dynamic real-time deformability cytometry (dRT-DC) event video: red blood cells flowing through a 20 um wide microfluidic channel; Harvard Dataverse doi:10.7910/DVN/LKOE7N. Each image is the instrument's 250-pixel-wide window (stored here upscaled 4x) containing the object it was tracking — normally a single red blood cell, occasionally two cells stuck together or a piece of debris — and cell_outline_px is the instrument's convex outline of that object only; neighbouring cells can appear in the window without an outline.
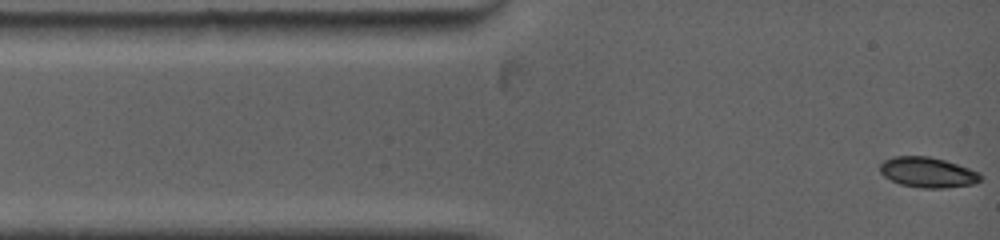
{"species": "common noctule bat (a hibernating species)", "species_latin": "Nyctalus noctula", "temperature_condition": "warm", "stored_images_in_passage": 32, "camera_frame_rate_fps": 5000, "um_per_image_px": 0.085, "animal": {"sex": "female", "body_mass_g": 19.0, "forearm_length_mm": 53.3}, "frame": {"image": 1, "passage_image": 1, "time_ms": 0.0, "image_size_px": [1000, 240], "cell_outline_px": [[984, 176], [980, 180], [972, 184], [944, 188], [920, 188], [900, 184], [884, 176], [880, 172], [880, 164], [884, 160], [892, 156], [928, 156], [944, 160], [980, 172]], "centroid_in_image_um": [78.85, 14.65], "position_along_channel_um": 6.2, "area_um2": 17.74}}
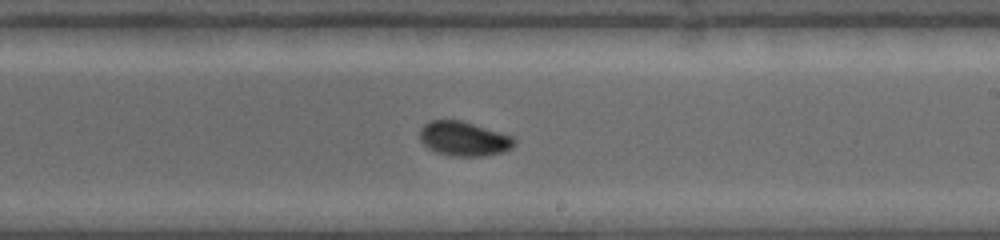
{"frame": {"image": 2, "passage_image": 19, "time_ms": 7.4, "image_size_px": [1000, 240], "cell_outline_px": [[516, 144], [512, 148], [504, 152], [484, 156], [448, 156], [436, 152], [428, 148], [420, 140], [420, 128], [424, 124], [432, 120], [460, 120], [516, 136]], "centroid_in_image_um": [39.47, 11.8], "position_along_channel_um": 249.5, "area_um2": 19.31}}
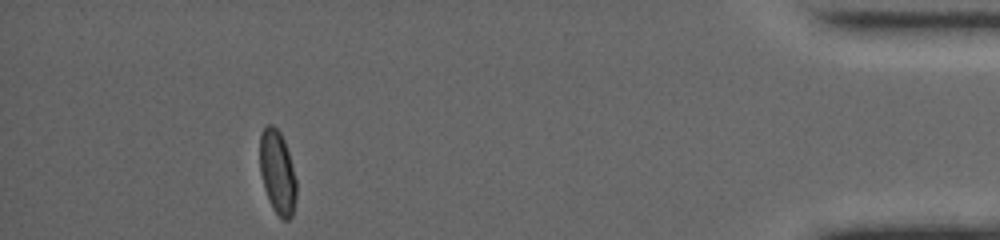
{"frame": {"image": 3, "passage_image": 32, "time_ms": 13.4, "image_size_px": [1000, 240], "cell_outline_px": [[296, 196], [292, 216], [288, 220], [284, 220], [272, 208], [268, 200], [264, 188], [260, 172], [260, 132], [268, 124], [272, 124], [280, 132], [284, 140], [288, 152], [296, 180]], "centroid_in_image_um": [23.57, 14.64], "position_along_channel_um": 411.6, "area_um2": 17.74}, "authors_computed_cell_mechanics": {"area_um2": 18.6116, "velocity_mm_per_s": 3.955, "shape_relaxation_time_tau1_ms": 4.5605, "shape_relaxation_time_tau2_ms": null, "deformation_change_tau1": 0.1511, "deformation_change_tau2": null}}